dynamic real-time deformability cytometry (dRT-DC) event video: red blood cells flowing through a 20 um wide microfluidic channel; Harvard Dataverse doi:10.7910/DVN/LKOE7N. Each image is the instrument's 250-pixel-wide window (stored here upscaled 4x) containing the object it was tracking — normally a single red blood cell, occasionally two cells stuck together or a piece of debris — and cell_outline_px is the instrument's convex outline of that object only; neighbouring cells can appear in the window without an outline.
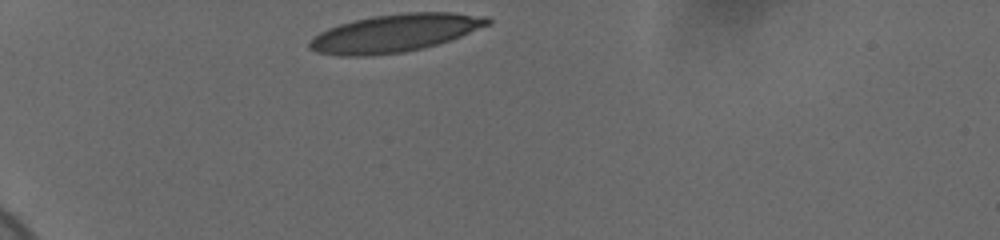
{"species": "human", "species_latin": "Homo sapiens", "temperature_condition": "cold", "stored_images_in_passage": 33, "camera_frame_rate_fps": 3000, "um_per_image_px": 0.085, "donor": {"sex": "female"}, "frame": {"image": 1, "passage_image": 1, "time_ms": 0.0, "image_size_px": [1000, 240], "cell_outline_px": [[492, 24], [460, 36], [436, 44], [404, 52], [372, 56], [340, 56], [316, 52], [308, 48], [308, 44], [312, 36], [328, 28], [352, 20], [372, 16], [404, 12], [452, 12], [488, 16], [492, 20]], "centroid_in_image_um": [33.55, 2.8], "position_along_channel_um": 51.4, "area_um2": 39.48}}
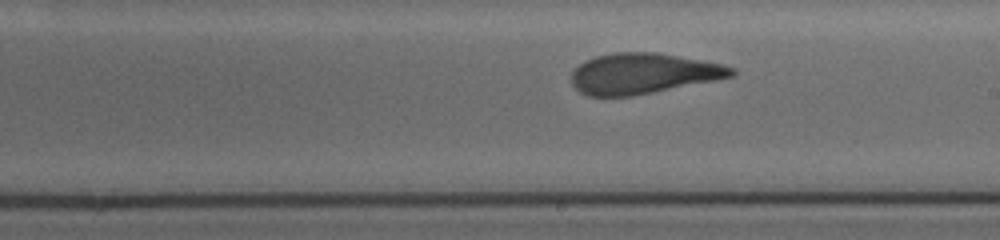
{"frame": {"image": 2, "passage_image": 19, "time_ms": 6.0, "image_size_px": [1000, 240], "cell_outline_px": [[736, 76], [632, 96], [588, 96], [580, 92], [572, 84], [572, 72], [580, 64], [596, 56], [612, 52], [656, 52], [720, 64], [736, 68]], "centroid_in_image_um": [54.67, 6.25], "position_along_channel_um": 234.3, "area_um2": 37.57}}
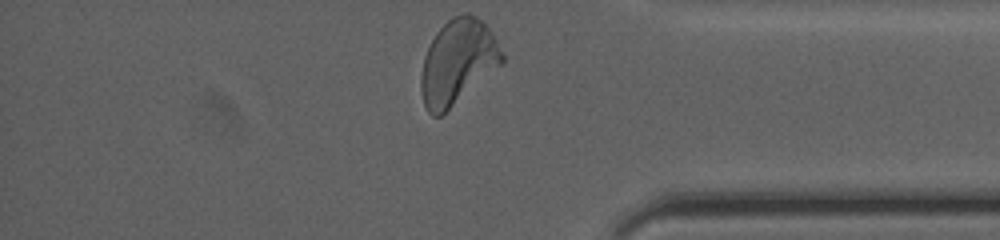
{"frame": {"image": 3, "passage_image": 33, "time_ms": 10.667, "image_size_px": [1000, 240], "cell_outline_px": [[504, 64], [440, 116], [432, 116], [428, 112], [424, 104], [420, 88], [420, 76], [424, 56], [436, 32], [452, 16], [464, 12], [468, 12], [484, 20], [492, 32], [504, 56]], "centroid_in_image_um": [38.92, 5.25], "position_along_channel_um": 396.3, "area_um2": 40.29}, "authors_computed_cell_mechanics": {"area_um2": 38.5526, "velocity_mm_per_s": 3.679, "shape_relaxation_time_tau1_ms": 3.6648, "shape_relaxation_time_tau2_ms": 0.9751, "deformation_change_tau1": 0.1728, "deformation_change_tau2": 0.09}}